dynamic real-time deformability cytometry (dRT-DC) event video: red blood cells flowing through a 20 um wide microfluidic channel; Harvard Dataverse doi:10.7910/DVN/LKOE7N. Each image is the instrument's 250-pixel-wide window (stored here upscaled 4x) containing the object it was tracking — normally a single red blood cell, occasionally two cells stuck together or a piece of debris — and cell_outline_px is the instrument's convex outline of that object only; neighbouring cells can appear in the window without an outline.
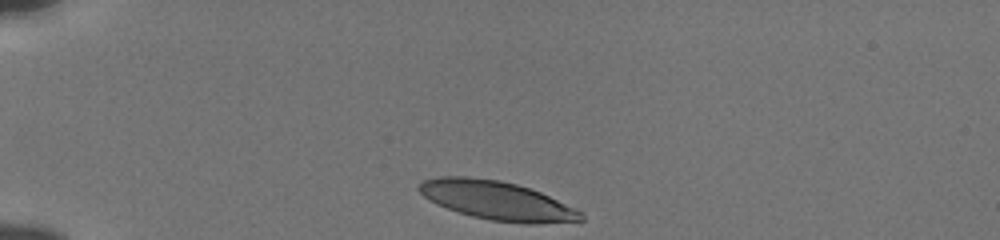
{"species": "human", "species_latin": "Homo sapiens", "temperature_condition": "cold", "stored_images_in_passage": 34, "camera_frame_rate_fps": 3000, "um_per_image_px": 0.085, "donor": {"sex": "male"}, "frame": {"image": 1, "passage_image": 1, "time_ms": 0.0, "image_size_px": [1000, 240], "cell_outline_px": [[584, 220], [580, 224], [524, 224], [488, 220], [472, 216], [436, 204], [428, 200], [416, 188], [424, 180], [440, 176], [468, 176], [500, 180], [516, 184], [540, 192], [576, 208], [584, 212]], "centroid_in_image_um": [42.36, 17.08], "position_along_channel_um": 42.6, "area_um2": 37.34}}
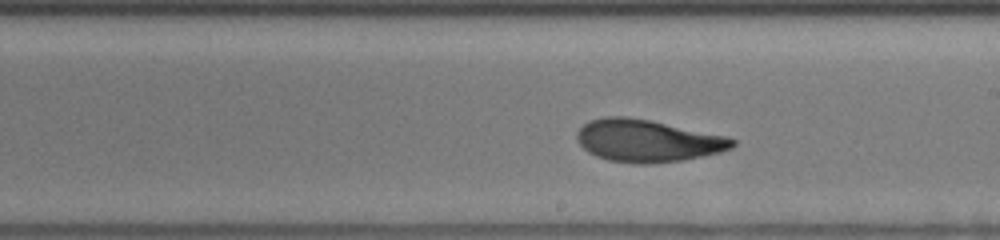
{"frame": {"image": 2, "passage_image": 20, "time_ms": 6.333, "image_size_px": [1000, 240], "cell_outline_px": [[736, 144], [732, 148], [720, 152], [684, 160], [648, 164], [636, 164], [608, 160], [596, 156], [588, 152], [580, 144], [576, 136], [576, 132], [588, 120], [604, 116], [628, 116], [652, 120], [728, 136], [736, 140]], "centroid_in_image_um": [55.04, 11.95], "position_along_channel_um": 234.0, "area_um2": 38.73}}
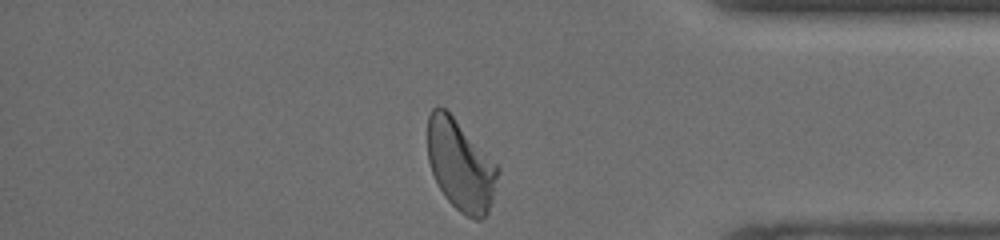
{"frame": {"image": 3, "passage_image": 34, "time_ms": 11.0, "image_size_px": [1000, 240], "cell_outline_px": [[500, 168], [492, 200], [488, 212], [480, 220], [476, 220], [460, 212], [444, 196], [432, 172], [428, 160], [428, 116], [432, 108], [436, 104], [444, 108], [452, 116]], "centroid_in_image_um": [39.13, 14.05], "position_along_channel_um": 396.1, "area_um2": 36.59}, "authors_computed_cell_mechanics": {"area_um2": 37.7434, "velocity_mm_per_s": 3.8005, "shape_relaxation_time_tau1_ms": 5.2422, "shape_relaxation_time_tau2_ms": 1.6162, "deformation_change_tau1": 0.198, "deformation_change_tau2": 0.0761}}